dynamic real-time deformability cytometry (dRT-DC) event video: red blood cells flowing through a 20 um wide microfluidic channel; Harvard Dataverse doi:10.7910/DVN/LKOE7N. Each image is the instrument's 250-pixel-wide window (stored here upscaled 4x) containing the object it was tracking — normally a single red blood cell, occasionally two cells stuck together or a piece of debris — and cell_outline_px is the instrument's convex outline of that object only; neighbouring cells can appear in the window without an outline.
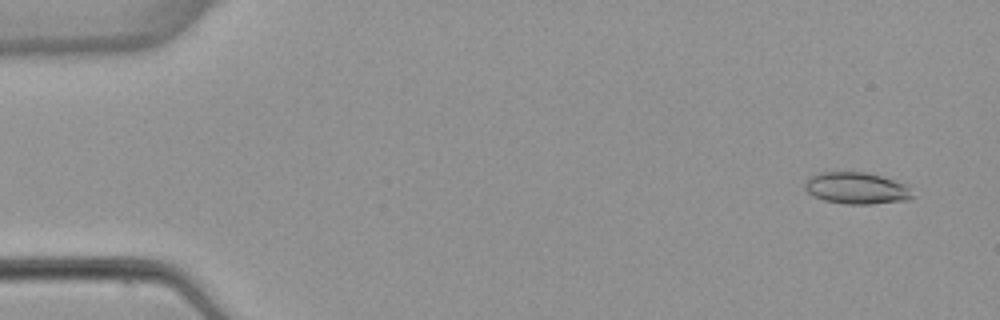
{"species": "common noctule bat (a hibernating species)", "species_latin": "Nyctalus noctula", "temperature_condition": "warm", "stored_images_in_passage": 4, "camera_frame_rate_fps": 3000, "um_per_image_px": 0.085, "animal": {"sex": "female", "body_mass_g": 22.7, "forearm_length_mm": 54.2}, "frame": {"image": 1, "passage_image": 1, "time_ms": 0.0, "image_size_px": [1000, 320], "cell_outline_px": [[912, 196], [908, 200], [872, 204], [844, 204], [824, 200], [812, 196], [804, 188], [804, 184], [812, 176], [820, 172], [864, 172], [880, 176], [908, 184]], "centroid_in_image_um": [72.8, 16.0], "position_along_channel_um": 12.2, "area_um2": 19.83}}
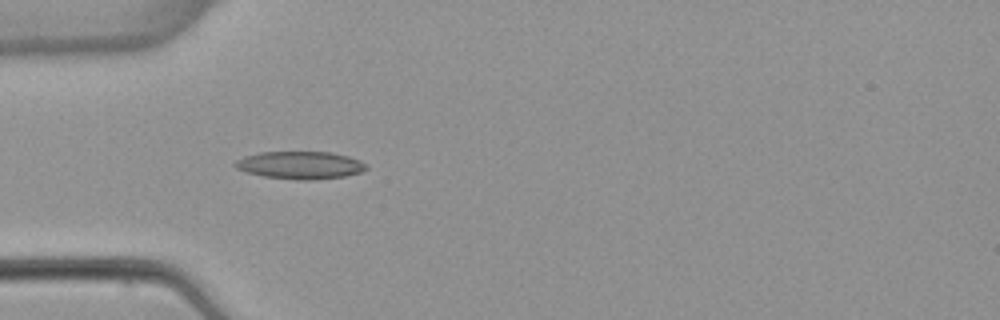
{"frame": {"image": 2, "passage_image": 4, "time_ms": 4.333, "image_size_px": [1000, 320], "cell_outline_px": [[368, 168], [360, 172], [344, 176], [312, 180], [300, 180], [264, 176], [248, 172], [236, 168], [232, 164], [236, 160], [244, 156], [260, 152], [328, 152], [348, 156], [360, 160]], "centroid_in_image_um": [25.49, 14.03], "position_along_channel_um": 59.5, "area_um2": 20.92}}